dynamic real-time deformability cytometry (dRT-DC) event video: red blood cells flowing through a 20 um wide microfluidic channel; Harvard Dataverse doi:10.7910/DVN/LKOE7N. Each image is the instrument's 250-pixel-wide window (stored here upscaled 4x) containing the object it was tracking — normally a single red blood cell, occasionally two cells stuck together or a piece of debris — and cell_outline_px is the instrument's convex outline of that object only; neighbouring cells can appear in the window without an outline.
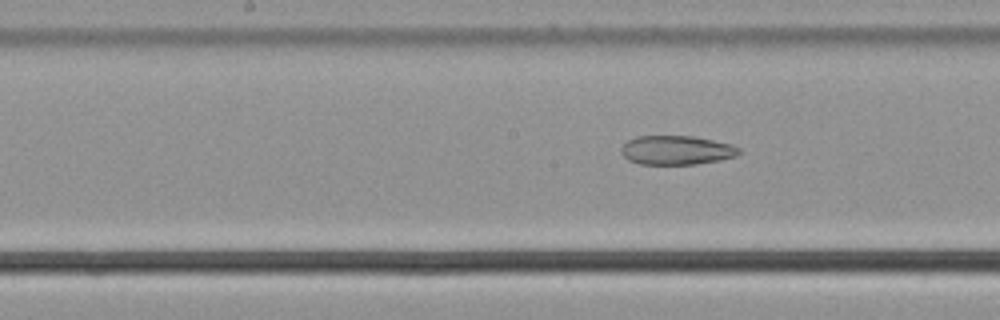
{"species": "common noctule bat (a hibernating species)", "species_latin": "Nyctalus noctula", "temperature_condition": "cold", "stored_images_in_passage": 16, "camera_frame_rate_fps": 3000, "um_per_image_px": 0.085, "animal": {"sex": "male", "body_mass_g": 21.5, "forearm_length_mm": 52.0}, "frame": {"image": 1, "passage_image": 16, "time_ms": 5.0, "image_size_px": [1000, 320], "cell_outline_px": [[740, 152], [736, 156], [720, 160], [696, 164], [640, 164], [628, 160], [620, 152], [620, 148], [628, 140], [636, 136], [696, 136], [732, 144], [740, 148]], "centroid_in_image_um": [57.51, 12.76], "position_along_channel_um": 190.7, "area_um2": 20.11}}